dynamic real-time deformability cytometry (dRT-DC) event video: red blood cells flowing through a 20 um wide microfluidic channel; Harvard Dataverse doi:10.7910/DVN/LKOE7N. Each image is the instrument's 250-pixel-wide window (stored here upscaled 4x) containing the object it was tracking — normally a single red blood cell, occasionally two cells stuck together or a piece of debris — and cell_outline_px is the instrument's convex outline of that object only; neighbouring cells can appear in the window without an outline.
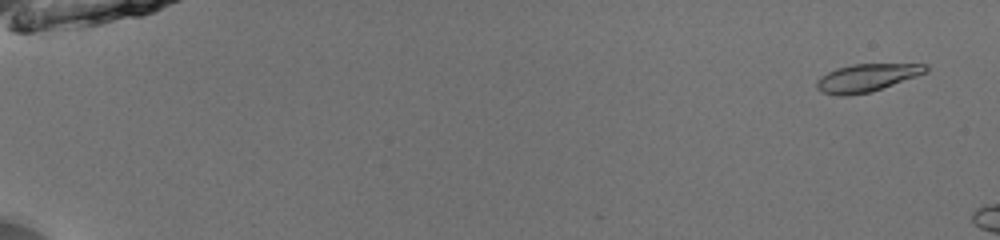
{"species": "common noctule bat (a hibernating species)", "species_latin": "Nyctalus noctula", "temperature_condition": "room temperature", "stored_images_in_passage": 12, "camera_frame_rate_fps": 3000, "um_per_image_px": 0.085, "animal": {"sex": "male", "body_mass_g": 13.0, "forearm_length_mm": 53.1}, "frame": {"image": 1, "passage_image": 3, "time_ms": 0.667, "image_size_px": [1000, 240], "cell_outline_px": [[928, 72], [872, 92], [848, 96], [836, 96], [820, 92], [816, 88], [816, 80], [820, 76], [836, 68], [852, 64], [928, 64]], "centroid_in_image_um": [73.63, 6.62], "position_along_channel_um": 11.4, "area_um2": 17.92}}